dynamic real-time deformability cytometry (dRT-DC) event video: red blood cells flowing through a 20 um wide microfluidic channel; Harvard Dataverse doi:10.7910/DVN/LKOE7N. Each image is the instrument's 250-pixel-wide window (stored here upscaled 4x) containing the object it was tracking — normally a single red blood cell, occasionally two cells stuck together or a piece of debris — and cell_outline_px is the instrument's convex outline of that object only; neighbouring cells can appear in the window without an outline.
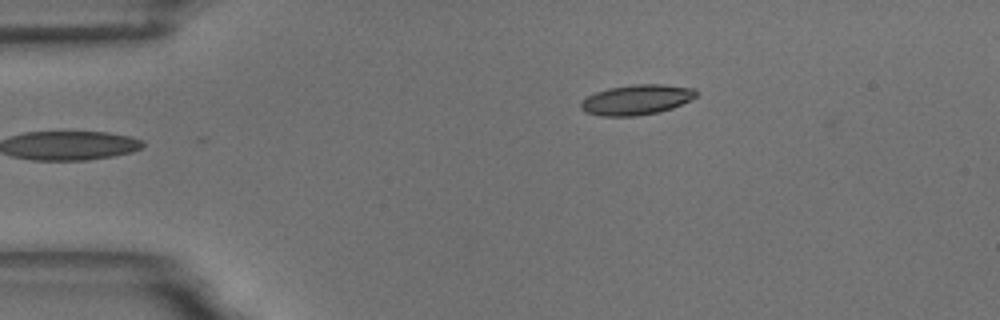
{"species": "common noctule bat (a hibernating species)", "species_latin": "Nyctalus noctula", "temperature_condition": "room temperature", "stored_images_in_passage": 19, "camera_frame_rate_fps": 3000, "um_per_image_px": 0.085, "animal": {"sex": "male", "body_mass_g": 18.8}, "frame": {"image": 1, "passage_image": 19, "time_ms": 6.0, "image_size_px": [1000, 320], "cell_outline_px": [[700, 92], [696, 96], [672, 108], [660, 112], [636, 116], [604, 116], [584, 112], [580, 108], [580, 104], [588, 96], [596, 92], [608, 88], [632, 84], [664, 84], [696, 88]], "centroid_in_image_um": [54.13, 8.47], "position_along_channel_um": 30.9, "area_um2": 20.35}}